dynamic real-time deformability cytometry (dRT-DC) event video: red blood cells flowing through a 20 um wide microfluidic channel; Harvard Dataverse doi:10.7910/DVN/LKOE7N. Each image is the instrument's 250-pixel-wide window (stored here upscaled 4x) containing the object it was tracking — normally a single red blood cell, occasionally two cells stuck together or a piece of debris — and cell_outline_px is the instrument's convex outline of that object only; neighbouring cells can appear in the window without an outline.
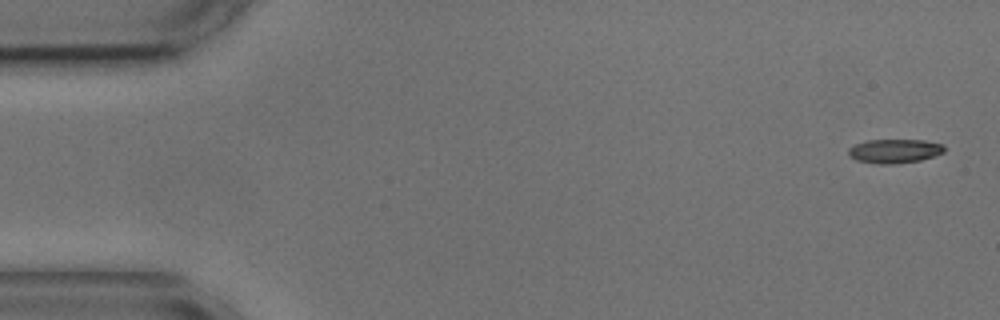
{"species": "common noctule bat (a hibernating species)", "species_latin": "Nyctalus noctula", "temperature_condition": "cold", "stored_images_in_passage": 14, "camera_frame_rate_fps": 3000, "um_per_image_px": 0.085, "animal": {"sex": "male", "body_mass_g": 17.9, "forearm_length_mm": 54.2}, "frame": {"image": 1, "passage_image": 1, "time_ms": 0.0, "image_size_px": [1000, 320], "cell_outline_px": [[944, 152], [920, 160], [892, 164], [880, 164], [856, 160], [848, 156], [848, 148], [856, 144], [868, 140], [924, 140], [944, 144]], "centroid_in_image_um": [76.02, 12.83], "position_along_channel_um": 9.0, "area_um2": 13.35}}
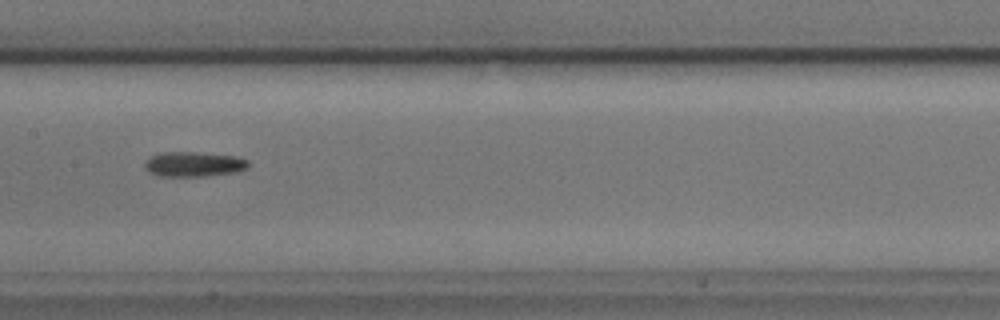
{"frame": {"image": 2, "passage_image": 7, "time_ms": 8.333, "image_size_px": [1000, 320], "cell_outline_px": [[248, 168], [232, 172], [204, 176], [160, 176], [148, 172], [144, 168], [144, 164], [152, 156], [160, 152], [196, 152], [236, 156], [248, 160]], "centroid_in_image_um": [16.44, 13.95], "position_along_channel_um": 191.0, "area_um2": 14.91}}
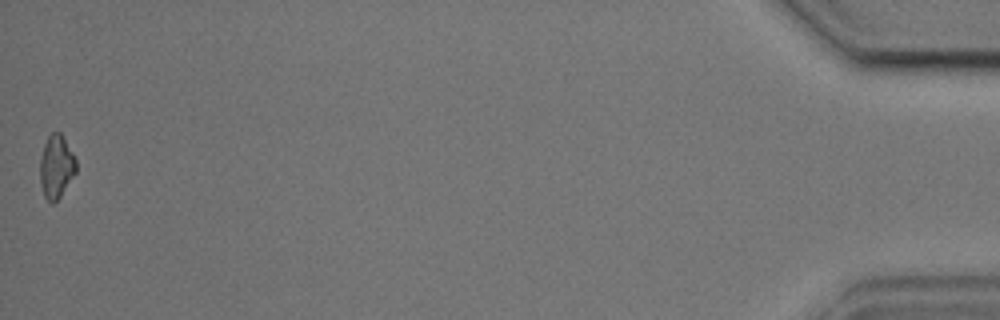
{"frame": {"image": 3, "passage_image": 14, "time_ms": 17.667, "image_size_px": [1000, 320], "cell_outline_px": [[76, 172], [60, 196], [52, 204], [44, 196], [40, 180], [40, 160], [44, 144], [48, 136], [52, 132], [60, 132], [72, 152], [76, 160]], "centroid_in_image_um": [4.78, 14.15], "position_along_channel_um": 430.4, "area_um2": 13.06}, "authors_computed_cell_mechanics": {"area_um2": 13.7853, "velocity_mm_per_s": 3.6163, "shape_relaxation_time_tau1_ms": 1.8165, "shape_relaxation_time_tau2_ms": 7.5789, "deformation_change_tau1": 0.0888, "deformation_change_tau2": 0.1892}}